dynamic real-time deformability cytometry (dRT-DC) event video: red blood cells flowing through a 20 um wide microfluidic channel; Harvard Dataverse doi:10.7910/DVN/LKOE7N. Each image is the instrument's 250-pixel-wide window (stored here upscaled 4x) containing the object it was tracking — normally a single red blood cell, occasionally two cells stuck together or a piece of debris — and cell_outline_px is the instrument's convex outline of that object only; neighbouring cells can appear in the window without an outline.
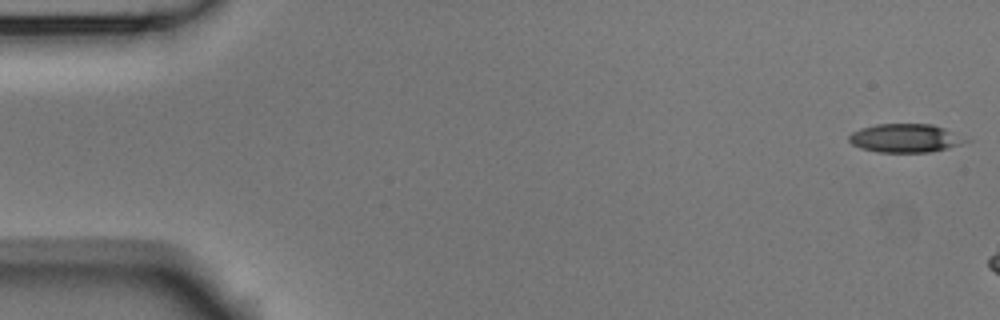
{"species": "Egyptian fruit bat (a non-hibernating species)", "species_latin": "Rousettus aegyptiacus", "temperature_condition": "room temperature", "stored_images_in_passage": 3, "camera_frame_rate_fps": 3000, "um_per_image_px": 0.085, "animal": {"sex": "male"}, "frame": {"image": 1, "passage_image": 1, "time_ms": 0.0, "image_size_px": [1000, 320], "cell_outline_px": [[972, 140], [948, 148], [928, 152], [880, 152], [864, 148], [852, 144], [848, 140], [848, 136], [852, 132], [860, 128], [876, 124], [932, 124], [944, 128]], "centroid_in_image_um": [76.96, 11.73], "position_along_channel_um": 8.0, "area_um2": 19.31}}